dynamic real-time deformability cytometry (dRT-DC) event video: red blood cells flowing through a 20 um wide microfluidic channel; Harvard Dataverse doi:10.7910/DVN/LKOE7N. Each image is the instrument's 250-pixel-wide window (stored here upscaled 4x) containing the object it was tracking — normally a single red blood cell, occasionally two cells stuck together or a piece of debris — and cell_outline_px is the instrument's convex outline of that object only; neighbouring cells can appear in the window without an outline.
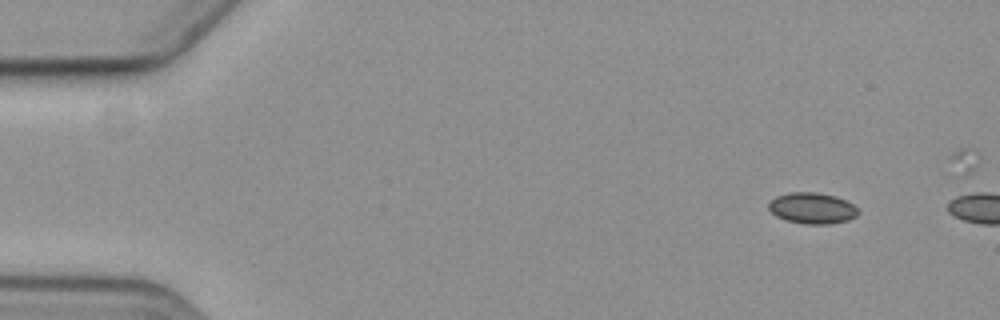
{"species": "common noctule bat (a hibernating species)", "species_latin": "Nyctalus noctula", "temperature_condition": "cold", "stored_images_in_passage": 2, "camera_frame_rate_fps": 3000, "um_per_image_px": 0.085, "animal": {"sex": "female", "body_mass_g": 19.3, "forearm_length_mm": 54.1}, "frame": {"image": 1, "passage_image": 1, "time_ms": 0.0, "image_size_px": [1000, 320], "cell_outline_px": [[860, 212], [856, 216], [848, 220], [832, 224], [804, 224], [784, 220], [776, 216], [768, 208], [768, 204], [776, 196], [792, 192], [816, 192], [836, 196], [852, 204]], "centroid_in_image_um": [69.03, 17.7], "position_along_channel_um": 16.0, "area_um2": 16.24}}